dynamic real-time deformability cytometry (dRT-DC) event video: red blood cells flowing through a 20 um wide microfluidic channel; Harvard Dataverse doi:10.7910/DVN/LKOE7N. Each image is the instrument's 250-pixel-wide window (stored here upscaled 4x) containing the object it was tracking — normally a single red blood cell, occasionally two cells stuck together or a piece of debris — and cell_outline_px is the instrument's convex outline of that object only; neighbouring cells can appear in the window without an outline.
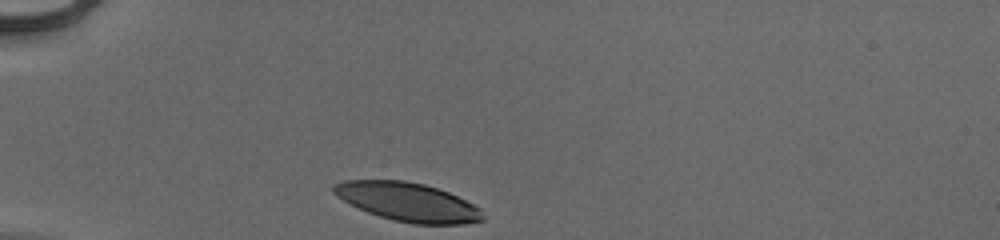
{"species": "human", "species_latin": "Homo sapiens", "temperature_condition": "cold", "stored_images_in_passage": 30, "camera_frame_rate_fps": 3000, "um_per_image_px": 0.085, "donor": {"sex": "male"}, "frame": {"image": 1, "passage_image": 1, "time_ms": 0.0, "image_size_px": [1000, 240], "cell_outline_px": [[484, 220], [464, 224], [412, 224], [380, 216], [368, 212], [336, 196], [332, 192], [332, 184], [344, 180], [404, 180], [424, 184], [448, 192], [480, 208], [484, 216]], "centroid_in_image_um": [34.65, 17.16], "position_along_channel_um": 50.3, "area_um2": 33.35}}
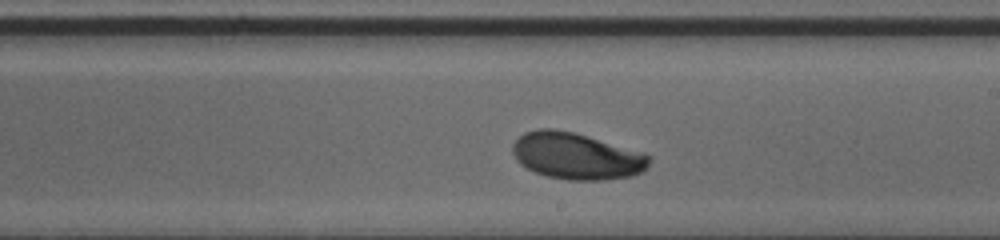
{"frame": {"image": 2, "passage_image": 18, "time_ms": 5.667, "image_size_px": [1000, 240], "cell_outline_px": [[652, 160], [648, 168], [644, 172], [632, 176], [604, 180], [568, 180], [548, 176], [536, 172], [520, 164], [516, 160], [512, 152], [512, 144], [524, 132], [536, 128], [552, 128], [576, 132], [644, 152]], "centroid_in_image_um": [49.03, 13.25], "position_along_channel_um": 240.0, "area_um2": 37.63}}
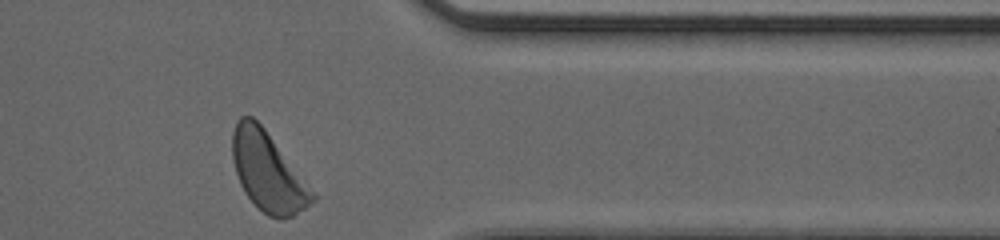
{"frame": {"image": 3, "passage_image": 30, "time_ms": 9.667, "image_size_px": [1000, 240], "cell_outline_px": [[316, 200], [292, 216], [280, 220], [268, 216], [244, 192], [240, 184], [236, 172], [232, 156], [232, 132], [240, 116], [252, 116], [264, 128], [316, 196]], "centroid_in_image_um": [22.73, 14.6], "position_along_channel_um": 388.7, "area_um2": 35.89}, "authors_computed_cell_mechanics": {"area_um2": 36.0094, "velocity_mm_per_s": 3.8955, "shape_relaxation_time_tau1_ms": 1.5871, "shape_relaxation_time_tau2_ms": null, "deformation_change_tau1": 0.118, "deformation_change_tau2": null}}